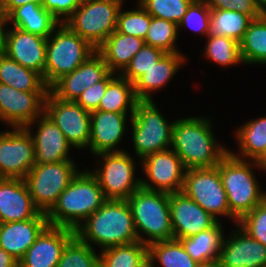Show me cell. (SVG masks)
<instances>
[{
    "instance_id": "obj_1",
    "label": "cell",
    "mask_w": 266,
    "mask_h": 267,
    "mask_svg": "<svg viewBox=\"0 0 266 267\" xmlns=\"http://www.w3.org/2000/svg\"><path fill=\"white\" fill-rule=\"evenodd\" d=\"M208 117H185L174 121L171 149L181 158L185 169L217 166L229 153L215 139Z\"/></svg>"
},
{
    "instance_id": "obj_2",
    "label": "cell",
    "mask_w": 266,
    "mask_h": 267,
    "mask_svg": "<svg viewBox=\"0 0 266 267\" xmlns=\"http://www.w3.org/2000/svg\"><path fill=\"white\" fill-rule=\"evenodd\" d=\"M75 235L91 247L98 245L101 250L139 241L127 200H106L77 227Z\"/></svg>"
},
{
    "instance_id": "obj_3",
    "label": "cell",
    "mask_w": 266,
    "mask_h": 267,
    "mask_svg": "<svg viewBox=\"0 0 266 267\" xmlns=\"http://www.w3.org/2000/svg\"><path fill=\"white\" fill-rule=\"evenodd\" d=\"M106 200L95 175L89 169L79 170L46 214L48 224L76 230Z\"/></svg>"
},
{
    "instance_id": "obj_4",
    "label": "cell",
    "mask_w": 266,
    "mask_h": 267,
    "mask_svg": "<svg viewBox=\"0 0 266 267\" xmlns=\"http://www.w3.org/2000/svg\"><path fill=\"white\" fill-rule=\"evenodd\" d=\"M217 166L228 198L230 213L239 221L266 197V192L261 190L253 172V168H259L254 160L239 159L230 152Z\"/></svg>"
},
{
    "instance_id": "obj_5",
    "label": "cell",
    "mask_w": 266,
    "mask_h": 267,
    "mask_svg": "<svg viewBox=\"0 0 266 267\" xmlns=\"http://www.w3.org/2000/svg\"><path fill=\"white\" fill-rule=\"evenodd\" d=\"M127 201L141 243L148 246L154 242L174 239L168 193L140 187Z\"/></svg>"
},
{
    "instance_id": "obj_6",
    "label": "cell",
    "mask_w": 266,
    "mask_h": 267,
    "mask_svg": "<svg viewBox=\"0 0 266 267\" xmlns=\"http://www.w3.org/2000/svg\"><path fill=\"white\" fill-rule=\"evenodd\" d=\"M96 52L87 41L60 23L47 38L44 82L50 88Z\"/></svg>"
},
{
    "instance_id": "obj_7",
    "label": "cell",
    "mask_w": 266,
    "mask_h": 267,
    "mask_svg": "<svg viewBox=\"0 0 266 267\" xmlns=\"http://www.w3.org/2000/svg\"><path fill=\"white\" fill-rule=\"evenodd\" d=\"M130 119L134 151L139 160L171 148L174 120L170 123L164 118L154 99L137 101Z\"/></svg>"
},
{
    "instance_id": "obj_8",
    "label": "cell",
    "mask_w": 266,
    "mask_h": 267,
    "mask_svg": "<svg viewBox=\"0 0 266 267\" xmlns=\"http://www.w3.org/2000/svg\"><path fill=\"white\" fill-rule=\"evenodd\" d=\"M122 6L117 0H81L80 6L64 23L97 49L116 30Z\"/></svg>"
},
{
    "instance_id": "obj_9",
    "label": "cell",
    "mask_w": 266,
    "mask_h": 267,
    "mask_svg": "<svg viewBox=\"0 0 266 267\" xmlns=\"http://www.w3.org/2000/svg\"><path fill=\"white\" fill-rule=\"evenodd\" d=\"M74 160L48 164H35L25 176L35 207L47 214L67 188L73 177L79 172Z\"/></svg>"
},
{
    "instance_id": "obj_10",
    "label": "cell",
    "mask_w": 266,
    "mask_h": 267,
    "mask_svg": "<svg viewBox=\"0 0 266 267\" xmlns=\"http://www.w3.org/2000/svg\"><path fill=\"white\" fill-rule=\"evenodd\" d=\"M99 167L91 172L97 178L107 200H127L138 188L141 179L135 176L134 158L127 152H102Z\"/></svg>"
},
{
    "instance_id": "obj_11",
    "label": "cell",
    "mask_w": 266,
    "mask_h": 267,
    "mask_svg": "<svg viewBox=\"0 0 266 267\" xmlns=\"http://www.w3.org/2000/svg\"><path fill=\"white\" fill-rule=\"evenodd\" d=\"M182 192L218 221V217L224 215L235 225L238 224V220L230 213L218 166L187 169Z\"/></svg>"
},
{
    "instance_id": "obj_12",
    "label": "cell",
    "mask_w": 266,
    "mask_h": 267,
    "mask_svg": "<svg viewBox=\"0 0 266 267\" xmlns=\"http://www.w3.org/2000/svg\"><path fill=\"white\" fill-rule=\"evenodd\" d=\"M44 113L57 125L67 141L83 150L90 144L91 113L75 101H64L48 91Z\"/></svg>"
},
{
    "instance_id": "obj_13",
    "label": "cell",
    "mask_w": 266,
    "mask_h": 267,
    "mask_svg": "<svg viewBox=\"0 0 266 267\" xmlns=\"http://www.w3.org/2000/svg\"><path fill=\"white\" fill-rule=\"evenodd\" d=\"M34 141L25 127L0 132V178L24 179L36 164Z\"/></svg>"
},
{
    "instance_id": "obj_14",
    "label": "cell",
    "mask_w": 266,
    "mask_h": 267,
    "mask_svg": "<svg viewBox=\"0 0 266 267\" xmlns=\"http://www.w3.org/2000/svg\"><path fill=\"white\" fill-rule=\"evenodd\" d=\"M140 161L147 177L141 178V187L168 194L182 191L186 169L171 148L149 154Z\"/></svg>"
},
{
    "instance_id": "obj_15",
    "label": "cell",
    "mask_w": 266,
    "mask_h": 267,
    "mask_svg": "<svg viewBox=\"0 0 266 267\" xmlns=\"http://www.w3.org/2000/svg\"><path fill=\"white\" fill-rule=\"evenodd\" d=\"M48 92H24L0 83V121L26 127L44 113Z\"/></svg>"
},
{
    "instance_id": "obj_16",
    "label": "cell",
    "mask_w": 266,
    "mask_h": 267,
    "mask_svg": "<svg viewBox=\"0 0 266 267\" xmlns=\"http://www.w3.org/2000/svg\"><path fill=\"white\" fill-rule=\"evenodd\" d=\"M8 29L4 30L2 52L25 68L39 73L44 80L47 38L13 26Z\"/></svg>"
},
{
    "instance_id": "obj_17",
    "label": "cell",
    "mask_w": 266,
    "mask_h": 267,
    "mask_svg": "<svg viewBox=\"0 0 266 267\" xmlns=\"http://www.w3.org/2000/svg\"><path fill=\"white\" fill-rule=\"evenodd\" d=\"M174 239H183L212 228L218 220L182 191L169 194Z\"/></svg>"
},
{
    "instance_id": "obj_18",
    "label": "cell",
    "mask_w": 266,
    "mask_h": 267,
    "mask_svg": "<svg viewBox=\"0 0 266 267\" xmlns=\"http://www.w3.org/2000/svg\"><path fill=\"white\" fill-rule=\"evenodd\" d=\"M223 237L218 261L223 267H266V247L238 224Z\"/></svg>"
},
{
    "instance_id": "obj_19",
    "label": "cell",
    "mask_w": 266,
    "mask_h": 267,
    "mask_svg": "<svg viewBox=\"0 0 266 267\" xmlns=\"http://www.w3.org/2000/svg\"><path fill=\"white\" fill-rule=\"evenodd\" d=\"M111 71L103 58L95 52L70 74L57 80L49 91L64 101H76L85 89L102 81Z\"/></svg>"
},
{
    "instance_id": "obj_20",
    "label": "cell",
    "mask_w": 266,
    "mask_h": 267,
    "mask_svg": "<svg viewBox=\"0 0 266 267\" xmlns=\"http://www.w3.org/2000/svg\"><path fill=\"white\" fill-rule=\"evenodd\" d=\"M37 123V131L33 133V125ZM32 127V129H31ZM34 141L35 162L48 164L59 161L72 160L70 150L73 147L57 125L43 113L25 127Z\"/></svg>"
},
{
    "instance_id": "obj_21",
    "label": "cell",
    "mask_w": 266,
    "mask_h": 267,
    "mask_svg": "<svg viewBox=\"0 0 266 267\" xmlns=\"http://www.w3.org/2000/svg\"><path fill=\"white\" fill-rule=\"evenodd\" d=\"M74 235L75 230L48 224L18 262L19 267H57L65 245Z\"/></svg>"
},
{
    "instance_id": "obj_22",
    "label": "cell",
    "mask_w": 266,
    "mask_h": 267,
    "mask_svg": "<svg viewBox=\"0 0 266 267\" xmlns=\"http://www.w3.org/2000/svg\"><path fill=\"white\" fill-rule=\"evenodd\" d=\"M127 116H129L128 113L98 110L91 112L89 149L93 155L124 151L117 147L124 138Z\"/></svg>"
},
{
    "instance_id": "obj_23",
    "label": "cell",
    "mask_w": 266,
    "mask_h": 267,
    "mask_svg": "<svg viewBox=\"0 0 266 267\" xmlns=\"http://www.w3.org/2000/svg\"><path fill=\"white\" fill-rule=\"evenodd\" d=\"M39 213L24 179L0 178V223L32 219Z\"/></svg>"
},
{
    "instance_id": "obj_24",
    "label": "cell",
    "mask_w": 266,
    "mask_h": 267,
    "mask_svg": "<svg viewBox=\"0 0 266 267\" xmlns=\"http://www.w3.org/2000/svg\"><path fill=\"white\" fill-rule=\"evenodd\" d=\"M47 225V216L42 212L32 219L0 223V248L19 262Z\"/></svg>"
},
{
    "instance_id": "obj_25",
    "label": "cell",
    "mask_w": 266,
    "mask_h": 267,
    "mask_svg": "<svg viewBox=\"0 0 266 267\" xmlns=\"http://www.w3.org/2000/svg\"><path fill=\"white\" fill-rule=\"evenodd\" d=\"M186 61L182 53H165L156 65L133 83L137 100L151 101V94L165 88Z\"/></svg>"
},
{
    "instance_id": "obj_26",
    "label": "cell",
    "mask_w": 266,
    "mask_h": 267,
    "mask_svg": "<svg viewBox=\"0 0 266 267\" xmlns=\"http://www.w3.org/2000/svg\"><path fill=\"white\" fill-rule=\"evenodd\" d=\"M144 45V39L121 34L115 30L96 49V52L103 58L111 72L120 74Z\"/></svg>"
},
{
    "instance_id": "obj_27",
    "label": "cell",
    "mask_w": 266,
    "mask_h": 267,
    "mask_svg": "<svg viewBox=\"0 0 266 267\" xmlns=\"http://www.w3.org/2000/svg\"><path fill=\"white\" fill-rule=\"evenodd\" d=\"M10 23V24H9ZM48 38L60 22L43 6L27 3L13 9L6 16V26Z\"/></svg>"
},
{
    "instance_id": "obj_28",
    "label": "cell",
    "mask_w": 266,
    "mask_h": 267,
    "mask_svg": "<svg viewBox=\"0 0 266 267\" xmlns=\"http://www.w3.org/2000/svg\"><path fill=\"white\" fill-rule=\"evenodd\" d=\"M222 225L221 221H218L210 229L179 239L194 261L199 264H205L218 260L224 237Z\"/></svg>"
},
{
    "instance_id": "obj_29",
    "label": "cell",
    "mask_w": 266,
    "mask_h": 267,
    "mask_svg": "<svg viewBox=\"0 0 266 267\" xmlns=\"http://www.w3.org/2000/svg\"><path fill=\"white\" fill-rule=\"evenodd\" d=\"M0 83L24 92H48L43 77L0 52Z\"/></svg>"
},
{
    "instance_id": "obj_30",
    "label": "cell",
    "mask_w": 266,
    "mask_h": 267,
    "mask_svg": "<svg viewBox=\"0 0 266 267\" xmlns=\"http://www.w3.org/2000/svg\"><path fill=\"white\" fill-rule=\"evenodd\" d=\"M235 131L239 153L229 152L239 159L255 161L266 148V115L247 121Z\"/></svg>"
},
{
    "instance_id": "obj_31",
    "label": "cell",
    "mask_w": 266,
    "mask_h": 267,
    "mask_svg": "<svg viewBox=\"0 0 266 267\" xmlns=\"http://www.w3.org/2000/svg\"><path fill=\"white\" fill-rule=\"evenodd\" d=\"M137 101L133 83H130L126 78L117 74L108 83L97 110L114 113H130L129 115L132 117Z\"/></svg>"
},
{
    "instance_id": "obj_32",
    "label": "cell",
    "mask_w": 266,
    "mask_h": 267,
    "mask_svg": "<svg viewBox=\"0 0 266 267\" xmlns=\"http://www.w3.org/2000/svg\"><path fill=\"white\" fill-rule=\"evenodd\" d=\"M253 20L251 15L238 11L211 9L208 35L225 36L240 43Z\"/></svg>"
},
{
    "instance_id": "obj_33",
    "label": "cell",
    "mask_w": 266,
    "mask_h": 267,
    "mask_svg": "<svg viewBox=\"0 0 266 267\" xmlns=\"http://www.w3.org/2000/svg\"><path fill=\"white\" fill-rule=\"evenodd\" d=\"M147 265L148 246L140 241L100 251V267H146Z\"/></svg>"
},
{
    "instance_id": "obj_34",
    "label": "cell",
    "mask_w": 266,
    "mask_h": 267,
    "mask_svg": "<svg viewBox=\"0 0 266 267\" xmlns=\"http://www.w3.org/2000/svg\"><path fill=\"white\" fill-rule=\"evenodd\" d=\"M157 261L162 267H197L199 265L177 239L158 241L148 245V265L156 267Z\"/></svg>"
},
{
    "instance_id": "obj_35",
    "label": "cell",
    "mask_w": 266,
    "mask_h": 267,
    "mask_svg": "<svg viewBox=\"0 0 266 267\" xmlns=\"http://www.w3.org/2000/svg\"><path fill=\"white\" fill-rule=\"evenodd\" d=\"M242 61L246 64L266 65V20L254 19L240 42Z\"/></svg>"
},
{
    "instance_id": "obj_36",
    "label": "cell",
    "mask_w": 266,
    "mask_h": 267,
    "mask_svg": "<svg viewBox=\"0 0 266 267\" xmlns=\"http://www.w3.org/2000/svg\"><path fill=\"white\" fill-rule=\"evenodd\" d=\"M204 56L221 67L242 63L240 43L225 36L208 35L206 37Z\"/></svg>"
},
{
    "instance_id": "obj_37",
    "label": "cell",
    "mask_w": 266,
    "mask_h": 267,
    "mask_svg": "<svg viewBox=\"0 0 266 267\" xmlns=\"http://www.w3.org/2000/svg\"><path fill=\"white\" fill-rule=\"evenodd\" d=\"M57 267H100V254L74 235L65 245Z\"/></svg>"
},
{
    "instance_id": "obj_38",
    "label": "cell",
    "mask_w": 266,
    "mask_h": 267,
    "mask_svg": "<svg viewBox=\"0 0 266 267\" xmlns=\"http://www.w3.org/2000/svg\"><path fill=\"white\" fill-rule=\"evenodd\" d=\"M178 25L156 17L151 18V23L145 37V44L163 50L165 53H181L178 51L176 41L179 33Z\"/></svg>"
},
{
    "instance_id": "obj_39",
    "label": "cell",
    "mask_w": 266,
    "mask_h": 267,
    "mask_svg": "<svg viewBox=\"0 0 266 267\" xmlns=\"http://www.w3.org/2000/svg\"><path fill=\"white\" fill-rule=\"evenodd\" d=\"M137 9L124 10L121 7L117 16L116 31L145 39L152 16L140 5Z\"/></svg>"
},
{
    "instance_id": "obj_40",
    "label": "cell",
    "mask_w": 266,
    "mask_h": 267,
    "mask_svg": "<svg viewBox=\"0 0 266 267\" xmlns=\"http://www.w3.org/2000/svg\"><path fill=\"white\" fill-rule=\"evenodd\" d=\"M193 0H142L140 5L153 17L179 24Z\"/></svg>"
},
{
    "instance_id": "obj_41",
    "label": "cell",
    "mask_w": 266,
    "mask_h": 267,
    "mask_svg": "<svg viewBox=\"0 0 266 267\" xmlns=\"http://www.w3.org/2000/svg\"><path fill=\"white\" fill-rule=\"evenodd\" d=\"M165 52L145 44L132 58L128 66L120 73L130 83H134L161 59Z\"/></svg>"
},
{
    "instance_id": "obj_42",
    "label": "cell",
    "mask_w": 266,
    "mask_h": 267,
    "mask_svg": "<svg viewBox=\"0 0 266 267\" xmlns=\"http://www.w3.org/2000/svg\"><path fill=\"white\" fill-rule=\"evenodd\" d=\"M211 8L203 0H193L186 14L178 24V29L190 28L196 34L208 36Z\"/></svg>"
},
{
    "instance_id": "obj_43",
    "label": "cell",
    "mask_w": 266,
    "mask_h": 267,
    "mask_svg": "<svg viewBox=\"0 0 266 267\" xmlns=\"http://www.w3.org/2000/svg\"><path fill=\"white\" fill-rule=\"evenodd\" d=\"M238 225L266 247V197L252 211L246 213L238 221Z\"/></svg>"
},
{
    "instance_id": "obj_44",
    "label": "cell",
    "mask_w": 266,
    "mask_h": 267,
    "mask_svg": "<svg viewBox=\"0 0 266 267\" xmlns=\"http://www.w3.org/2000/svg\"><path fill=\"white\" fill-rule=\"evenodd\" d=\"M116 75V73L110 72L102 81H99L90 88L85 89L75 102L90 113L96 111L99 107L108 83Z\"/></svg>"
},
{
    "instance_id": "obj_45",
    "label": "cell",
    "mask_w": 266,
    "mask_h": 267,
    "mask_svg": "<svg viewBox=\"0 0 266 267\" xmlns=\"http://www.w3.org/2000/svg\"><path fill=\"white\" fill-rule=\"evenodd\" d=\"M211 9H224L238 11L251 15L254 19L261 17L255 0H203Z\"/></svg>"
},
{
    "instance_id": "obj_46",
    "label": "cell",
    "mask_w": 266,
    "mask_h": 267,
    "mask_svg": "<svg viewBox=\"0 0 266 267\" xmlns=\"http://www.w3.org/2000/svg\"><path fill=\"white\" fill-rule=\"evenodd\" d=\"M81 0H44L43 8L64 23L80 6Z\"/></svg>"
},
{
    "instance_id": "obj_47",
    "label": "cell",
    "mask_w": 266,
    "mask_h": 267,
    "mask_svg": "<svg viewBox=\"0 0 266 267\" xmlns=\"http://www.w3.org/2000/svg\"><path fill=\"white\" fill-rule=\"evenodd\" d=\"M44 0H0L1 9L7 16L13 9L25 5L27 3H35L42 6Z\"/></svg>"
},
{
    "instance_id": "obj_48",
    "label": "cell",
    "mask_w": 266,
    "mask_h": 267,
    "mask_svg": "<svg viewBox=\"0 0 266 267\" xmlns=\"http://www.w3.org/2000/svg\"><path fill=\"white\" fill-rule=\"evenodd\" d=\"M0 267H19V263L12 255L0 248Z\"/></svg>"
},
{
    "instance_id": "obj_49",
    "label": "cell",
    "mask_w": 266,
    "mask_h": 267,
    "mask_svg": "<svg viewBox=\"0 0 266 267\" xmlns=\"http://www.w3.org/2000/svg\"><path fill=\"white\" fill-rule=\"evenodd\" d=\"M6 16L0 8V52L3 49L4 30L6 29Z\"/></svg>"
},
{
    "instance_id": "obj_50",
    "label": "cell",
    "mask_w": 266,
    "mask_h": 267,
    "mask_svg": "<svg viewBox=\"0 0 266 267\" xmlns=\"http://www.w3.org/2000/svg\"><path fill=\"white\" fill-rule=\"evenodd\" d=\"M256 166L261 170H266V148L255 160Z\"/></svg>"
},
{
    "instance_id": "obj_51",
    "label": "cell",
    "mask_w": 266,
    "mask_h": 267,
    "mask_svg": "<svg viewBox=\"0 0 266 267\" xmlns=\"http://www.w3.org/2000/svg\"><path fill=\"white\" fill-rule=\"evenodd\" d=\"M255 4L260 13L266 9V0H255Z\"/></svg>"
},
{
    "instance_id": "obj_52",
    "label": "cell",
    "mask_w": 266,
    "mask_h": 267,
    "mask_svg": "<svg viewBox=\"0 0 266 267\" xmlns=\"http://www.w3.org/2000/svg\"><path fill=\"white\" fill-rule=\"evenodd\" d=\"M197 267H223V265L217 260L210 263L199 264Z\"/></svg>"
},
{
    "instance_id": "obj_53",
    "label": "cell",
    "mask_w": 266,
    "mask_h": 267,
    "mask_svg": "<svg viewBox=\"0 0 266 267\" xmlns=\"http://www.w3.org/2000/svg\"><path fill=\"white\" fill-rule=\"evenodd\" d=\"M261 16L266 20V9L261 13Z\"/></svg>"
},
{
    "instance_id": "obj_54",
    "label": "cell",
    "mask_w": 266,
    "mask_h": 267,
    "mask_svg": "<svg viewBox=\"0 0 266 267\" xmlns=\"http://www.w3.org/2000/svg\"><path fill=\"white\" fill-rule=\"evenodd\" d=\"M117 1H120L122 4L124 3V0H117ZM142 0H137L136 4H140Z\"/></svg>"
}]
</instances>
